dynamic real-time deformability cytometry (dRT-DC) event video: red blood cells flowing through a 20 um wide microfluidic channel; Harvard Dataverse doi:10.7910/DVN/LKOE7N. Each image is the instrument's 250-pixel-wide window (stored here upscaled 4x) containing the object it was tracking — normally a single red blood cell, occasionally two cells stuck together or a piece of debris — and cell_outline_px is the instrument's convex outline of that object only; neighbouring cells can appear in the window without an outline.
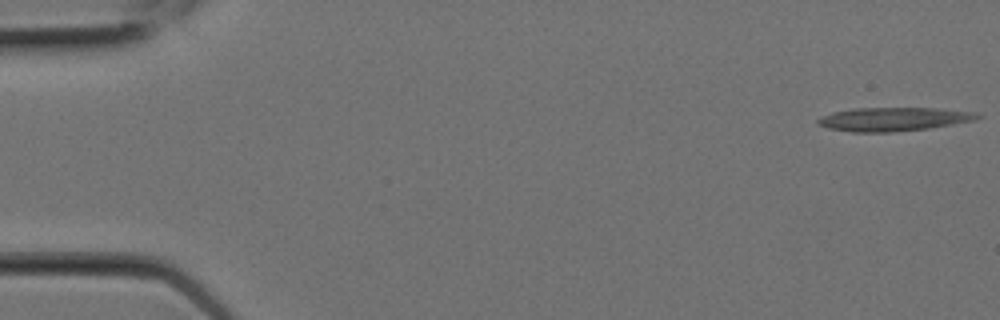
{"species": "Egyptian fruit bat (a non-hibernating species)", "species_latin": "Rousettus aegyptiacus", "temperature_condition": "room temperature", "stored_images_in_passage": 6, "camera_frame_rate_fps": 3000, "um_per_image_px": 0.085, "animal": {"sex": "female"}, "frame": {"image": 1, "passage_image": 1, "time_ms": 0.0, "image_size_px": [1000, 320], "cell_outline_px": [[984, 116], [972, 120], [952, 124], [928, 128], [892, 132], [852, 132], [828, 128], [816, 124], [816, 120], [820, 116], [832, 112], [852, 108], [936, 108], [976, 112]], "centroid_in_image_um": [75.89, 10.12], "position_along_channel_um": 9.1, "area_um2": 22.02}}
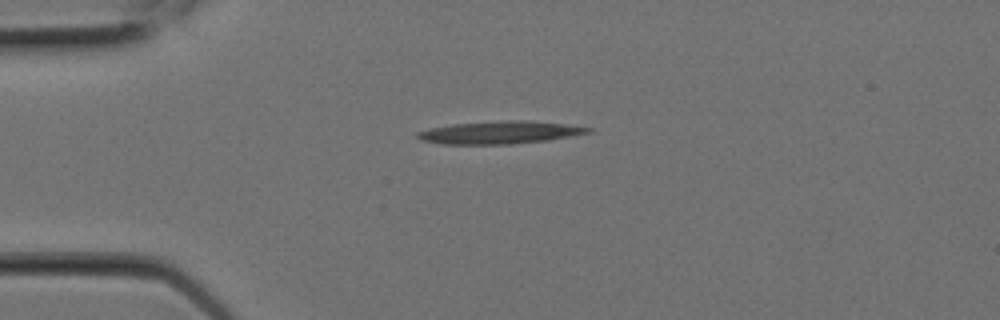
{"frame": {"image": 2, "passage_image": 5, "time_ms": 1.333, "image_size_px": [1000, 320], "cell_outline_px": [[592, 132], [572, 136], [548, 140], [508, 144], [440, 144], [420, 140], [416, 136], [416, 132], [432, 128], [452, 124], [500, 120], [528, 120], [564, 124], [592, 128]], "centroid_in_image_um": [42.47, 11.26], "position_along_channel_um": 42.5, "area_um2": 22.54}}